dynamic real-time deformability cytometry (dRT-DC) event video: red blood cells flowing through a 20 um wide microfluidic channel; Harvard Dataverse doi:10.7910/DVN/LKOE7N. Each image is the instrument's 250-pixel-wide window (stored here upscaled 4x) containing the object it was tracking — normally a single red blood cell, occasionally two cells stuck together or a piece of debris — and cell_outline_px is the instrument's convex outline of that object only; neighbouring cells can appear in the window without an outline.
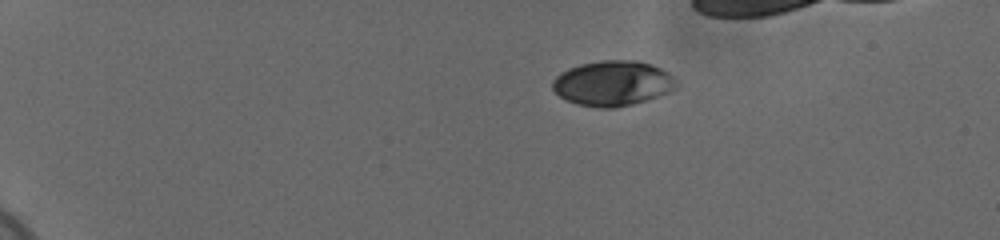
{"species": "human", "species_latin": "Homo sapiens", "temperature_condition": "cold", "stored_images_in_passage": 42, "camera_frame_rate_fps": 3000, "um_per_image_px": 0.085, "donor": {"sex": "female"}, "frame": {"image": 1, "passage_image": 1, "time_ms": 0.0, "image_size_px": [1000, 240], "cell_outline_px": [[676, 88], [668, 92], [648, 100], [632, 104], [612, 108], [600, 108], [576, 104], [560, 96], [552, 88], [552, 80], [560, 72], [568, 68], [580, 64], [604, 60], [636, 60], [652, 64], [668, 72], [672, 76], [676, 84]], "centroid_in_image_um": [52.06, 7.07], "position_along_channel_um": 32.9, "area_um2": 32.54}}
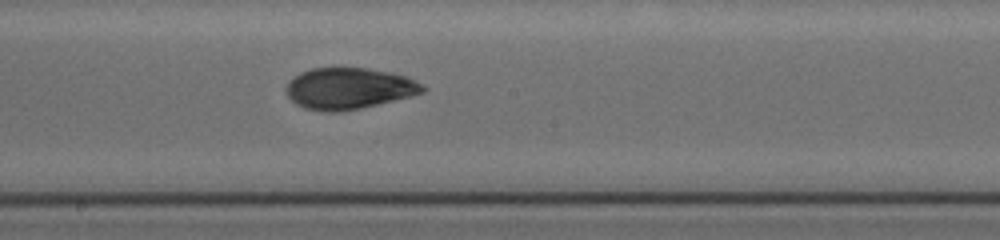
{"frame": {"image": 2, "passage_image": 24, "time_ms": 7.667, "image_size_px": [1000, 240], "cell_outline_px": [[428, 88], [424, 92], [412, 96], [360, 108], [340, 112], [324, 112], [304, 108], [296, 104], [288, 96], [284, 88], [288, 80], [300, 72], [312, 68], [364, 68], [388, 72], [404, 76]], "centroid_in_image_um": [29.6, 7.53], "position_along_channel_um": 218.6, "area_um2": 32.83}}
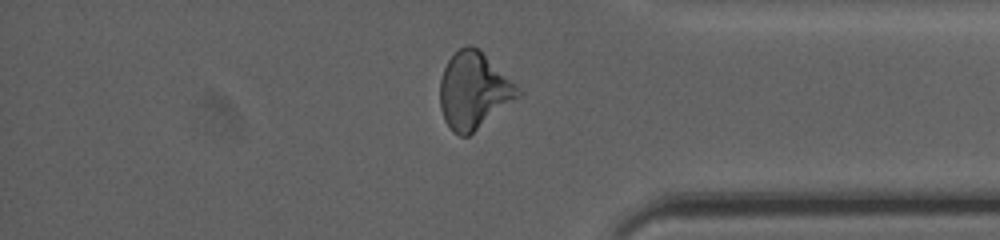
{"frame": {"image": 3, "passage_image": 39, "time_ms": 12.667, "image_size_px": [1000, 240], "cell_outline_px": [[524, 92], [520, 96], [468, 136], [460, 136], [452, 132], [444, 120], [440, 108], [440, 80], [444, 68], [448, 60], [460, 48], [468, 44], [472, 44], [480, 48]], "centroid_in_image_um": [40.27, 7.68], "position_along_channel_um": 394.9, "area_um2": 34.97}}